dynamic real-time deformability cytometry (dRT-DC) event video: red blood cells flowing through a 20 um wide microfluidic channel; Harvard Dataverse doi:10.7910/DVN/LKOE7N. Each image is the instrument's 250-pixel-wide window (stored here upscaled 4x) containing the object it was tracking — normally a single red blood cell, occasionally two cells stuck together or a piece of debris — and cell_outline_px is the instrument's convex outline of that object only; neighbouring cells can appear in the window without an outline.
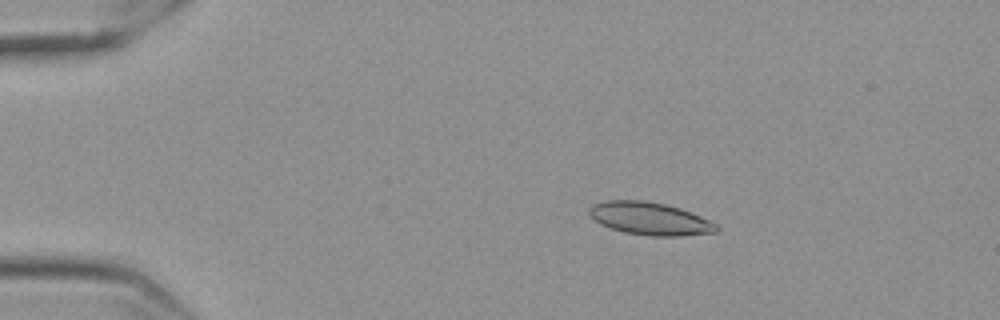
{"species": "Egyptian fruit bat (a non-hibernating species)", "species_latin": "Rousettus aegyptiacus", "temperature_condition": "cold", "stored_images_in_passage": 58, "camera_frame_rate_fps": 3000, "um_per_image_px": 0.085, "frame": {"image": 1, "passage_image": 11, "time_ms": 3.333, "image_size_px": [1000, 320], "cell_outline_px": [[720, 228], [716, 232], [680, 236], [652, 236], [624, 232], [600, 224], [588, 216], [588, 208], [592, 204], [604, 200], [644, 200], [664, 204], [680, 208], [700, 216], [716, 224]], "centroid_in_image_um": [55.19, 18.57], "position_along_channel_um": 29.8, "area_um2": 24.33}}
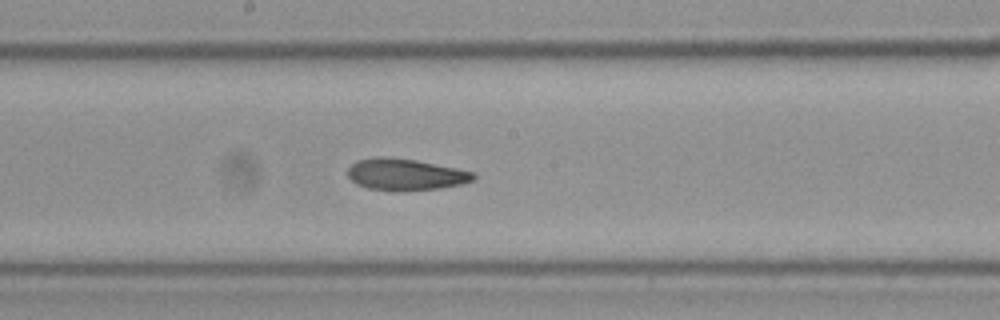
{"frame": {"image": 2, "passage_image": 32, "time_ms": 10.333, "image_size_px": [1000, 320], "cell_outline_px": [[476, 176], [472, 180], [460, 184], [440, 188], [396, 192], [368, 188], [356, 184], [348, 176], [348, 168], [356, 160], [376, 156], [416, 160], [476, 172]], "centroid_in_image_um": [34.44, 14.84], "position_along_channel_um": 213.8, "area_um2": 23.24}}
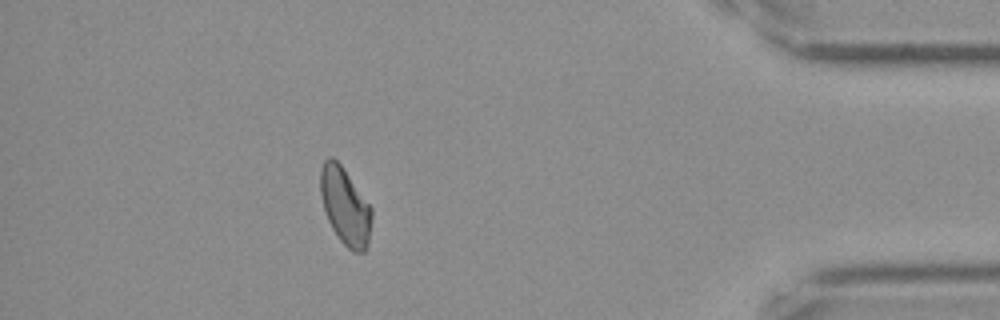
{"frame": {"image": 3, "passage_image": 52, "time_ms": 17.0, "image_size_px": [1000, 320], "cell_outline_px": [[372, 220], [368, 244], [364, 252], [352, 252], [340, 240], [332, 228], [328, 220], [324, 208], [320, 192], [320, 168], [324, 160], [328, 156], [332, 156], [340, 164], [372, 208]], "centroid_in_image_um": [29.33, 17.53], "position_along_channel_um": 405.9, "area_um2": 22.95}, "authors_computed_cell_mechanics": {"area_um2": 23.4379, "velocity_mm_per_s": 3.5274, "shape_relaxation_time_tau1_ms": 6.4887, "shape_relaxation_time_tau2_ms": 2.3067, "deformation_change_tau1": 0.1385, "deformation_change_tau2": 0.0767}}